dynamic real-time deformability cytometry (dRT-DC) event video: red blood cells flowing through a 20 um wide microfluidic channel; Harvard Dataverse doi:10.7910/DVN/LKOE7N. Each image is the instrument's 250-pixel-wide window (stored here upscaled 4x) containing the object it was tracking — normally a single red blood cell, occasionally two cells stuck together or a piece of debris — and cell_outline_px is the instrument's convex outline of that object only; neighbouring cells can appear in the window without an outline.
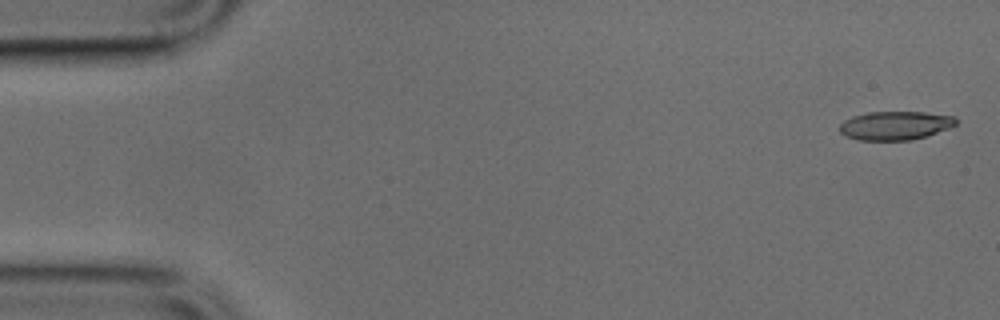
{"species": "common noctule bat (a hibernating species)", "species_latin": "Nyctalus noctula", "temperature_condition": "cold", "stored_images_in_passage": 48, "camera_frame_rate_fps": 3000, "um_per_image_px": 0.085, "animal": {"sex": "male", "body_mass_g": 17.9, "forearm_length_mm": 54.2}, "frame": {"image": 1, "passage_image": 1, "time_ms": 0.0, "image_size_px": [1000, 320], "cell_outline_px": [[956, 124], [948, 128], [912, 140], [860, 140], [848, 136], [840, 132], [840, 124], [844, 120], [852, 116], [868, 112], [924, 112], [956, 116]], "centroid_in_image_um": [76.09, 10.66], "position_along_channel_um": 8.9, "area_um2": 19.25}}
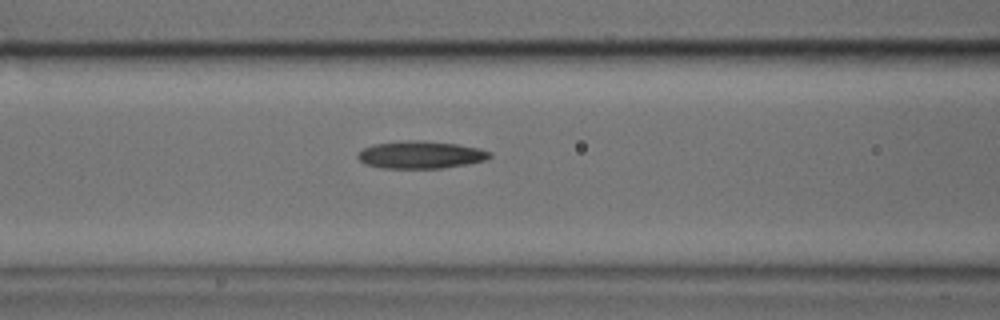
{"frame": {"image": 2, "passage_image": 19, "time_ms": 6.0, "image_size_px": [1000, 320], "cell_outline_px": [[492, 156], [488, 160], [468, 164], [440, 168], [380, 168], [364, 164], [356, 156], [364, 148], [372, 144], [400, 140], [424, 140], [456, 144], [480, 148], [492, 152]], "centroid_in_image_um": [35.77, 13.15], "position_along_channel_um": 130.8, "area_um2": 21.44}}
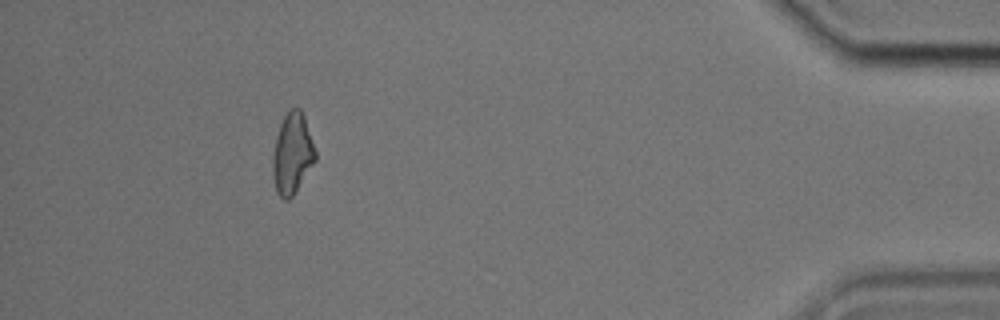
{"frame": {"image": 3, "passage_image": 44, "time_ms": 14.333, "image_size_px": [1000, 320], "cell_outline_px": [[316, 160], [292, 196], [288, 200], [284, 200], [276, 192], [272, 172], [272, 156], [276, 136], [280, 124], [288, 108], [300, 108], [304, 116], [316, 152]], "centroid_in_image_um": [24.83, 13.04], "position_along_channel_um": 410.4, "area_um2": 20.06}}